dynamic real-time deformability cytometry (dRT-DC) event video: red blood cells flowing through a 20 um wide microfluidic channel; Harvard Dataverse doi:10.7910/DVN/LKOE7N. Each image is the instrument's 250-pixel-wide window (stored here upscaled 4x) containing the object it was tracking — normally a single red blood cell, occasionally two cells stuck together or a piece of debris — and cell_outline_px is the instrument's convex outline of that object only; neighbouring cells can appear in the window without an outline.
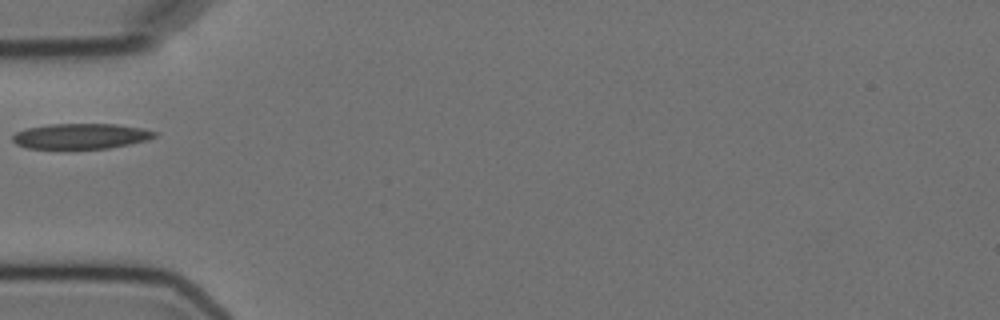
{"species": "Egyptian fruit bat (a non-hibernating species)", "species_latin": "Rousettus aegyptiacus", "temperature_condition": "cold", "stored_images_in_passage": 7, "camera_frame_rate_fps": 3000, "um_per_image_px": 0.085, "animal": {"sex": "female"}, "frame": {"image": 1, "passage_image": 6, "time_ms": 6.0, "image_size_px": [1000, 320], "cell_outline_px": [[160, 132], [156, 136], [148, 140], [108, 148], [28, 148], [16, 144], [12, 140], [12, 136], [16, 132], [28, 128], [48, 124], [116, 124], [144, 128]], "centroid_in_image_um": [6.92, 11.56], "position_along_channel_um": 78.1, "area_um2": 20.98}}
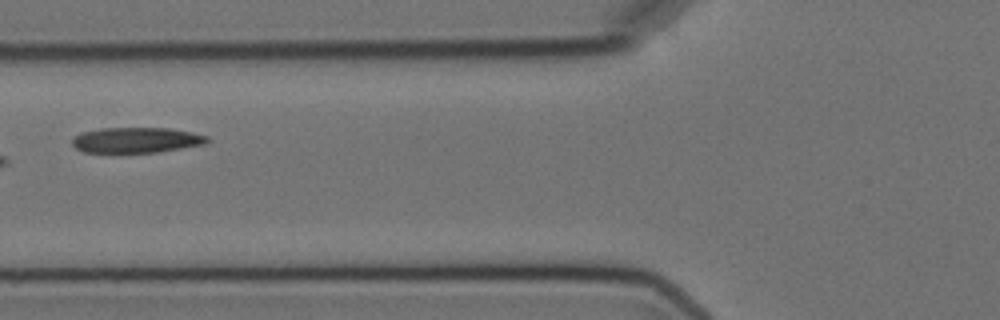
{"frame": {"image": 2, "passage_image": 7, "time_ms": 7.0, "image_size_px": [1000, 320], "cell_outline_px": [[212, 140], [208, 144], [156, 152], [84, 152], [76, 148], [72, 144], [72, 136], [80, 132], [100, 128], [168, 128], [192, 132], [208, 136]], "centroid_in_image_um": [11.61, 11.9], "position_along_channel_um": 114.2, "area_um2": 20.23}}